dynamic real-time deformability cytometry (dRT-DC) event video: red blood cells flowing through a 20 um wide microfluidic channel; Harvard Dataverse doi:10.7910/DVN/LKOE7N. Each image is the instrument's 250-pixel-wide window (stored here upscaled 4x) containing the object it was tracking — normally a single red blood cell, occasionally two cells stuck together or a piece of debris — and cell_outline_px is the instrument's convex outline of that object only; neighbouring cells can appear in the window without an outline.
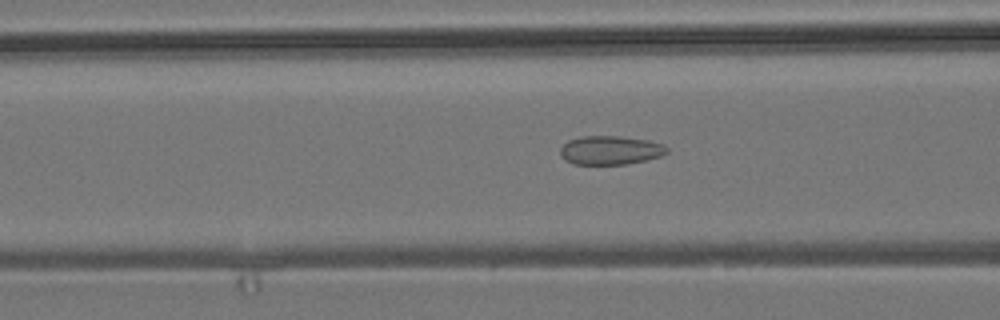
{"species": "common noctule bat (a hibernating species)", "species_latin": "Nyctalus noctula", "temperature_condition": "room temperature", "stored_images_in_passage": 36, "camera_frame_rate_fps": 3000, "um_per_image_px": 0.085, "animal": {"sex": "male", "body_mass_g": 19.2, "forearm_length_mm": 51.8}, "frame": {"image": 1, "passage_image": 14, "time_ms": 4.333, "image_size_px": [1000, 320], "cell_outline_px": [[668, 152], [660, 156], [628, 164], [572, 164], [564, 160], [560, 156], [560, 148], [568, 140], [580, 136], [620, 136], [648, 140], [664, 144], [668, 148]], "centroid_in_image_um": [51.85, 12.76], "position_along_channel_um": 114.7, "area_um2": 18.03}}
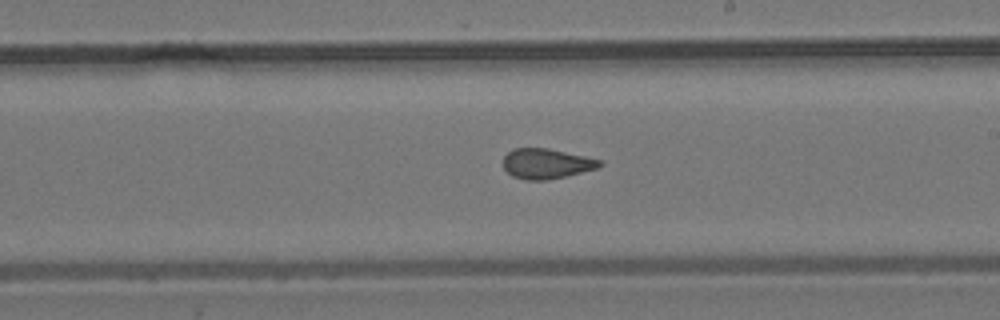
{"frame": {"image": 2, "passage_image": 24, "time_ms": 7.667, "image_size_px": [1000, 320], "cell_outline_px": [[604, 164], [596, 168], [568, 176], [548, 180], [524, 180], [512, 176], [504, 168], [504, 156], [512, 148], [548, 148], [584, 156], [600, 160]], "centroid_in_image_um": [46.43, 13.91], "position_along_channel_um": 242.6, "area_um2": 16.94}}
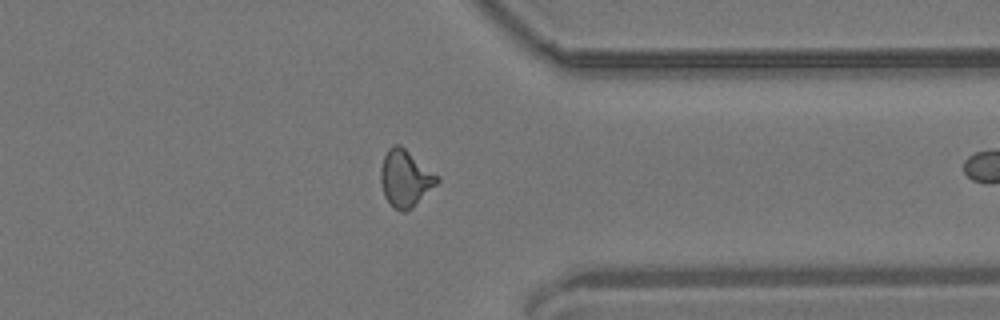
{"frame": {"image": 3, "passage_image": 35, "time_ms": 11.333, "image_size_px": [1000, 320], "cell_outline_px": [[440, 180], [412, 208], [404, 212], [400, 212], [392, 208], [384, 196], [380, 180], [380, 168], [384, 156], [388, 148], [392, 144], [400, 144], [440, 176]], "centroid_in_image_um": [34.43, 15.16], "position_along_channel_um": 377.0, "area_um2": 18.9}}